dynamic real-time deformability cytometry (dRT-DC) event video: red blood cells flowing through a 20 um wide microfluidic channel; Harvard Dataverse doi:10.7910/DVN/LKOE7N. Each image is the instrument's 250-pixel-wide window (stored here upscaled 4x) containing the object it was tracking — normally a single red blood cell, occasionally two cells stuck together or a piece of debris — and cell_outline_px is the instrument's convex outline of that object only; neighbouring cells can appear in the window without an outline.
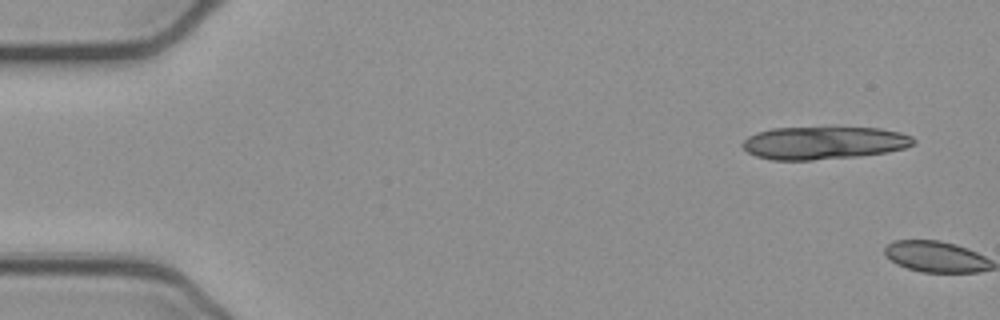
{"species": "common noctule bat (a hibernating species)", "species_latin": "Nyctalus noctula", "temperature_condition": "cold", "stored_images_in_passage": 4, "camera_frame_rate_fps": 3000, "um_per_image_px": 0.085, "animal": {"sex": "female", "body_mass_g": 21.9}, "frame": {"image": 1, "passage_image": 3, "time_ms": 0.667, "image_size_px": [1000, 320], "cell_outline_px": [[916, 140], [912, 144], [904, 148], [888, 152], [856, 156], [812, 160], [772, 160], [756, 156], [748, 152], [740, 144], [748, 136], [756, 132], [772, 128], [880, 128], [900, 132], [912, 136]], "centroid_in_image_um": [70.0, 12.14], "position_along_channel_um": 15.0, "area_um2": 32.54}}